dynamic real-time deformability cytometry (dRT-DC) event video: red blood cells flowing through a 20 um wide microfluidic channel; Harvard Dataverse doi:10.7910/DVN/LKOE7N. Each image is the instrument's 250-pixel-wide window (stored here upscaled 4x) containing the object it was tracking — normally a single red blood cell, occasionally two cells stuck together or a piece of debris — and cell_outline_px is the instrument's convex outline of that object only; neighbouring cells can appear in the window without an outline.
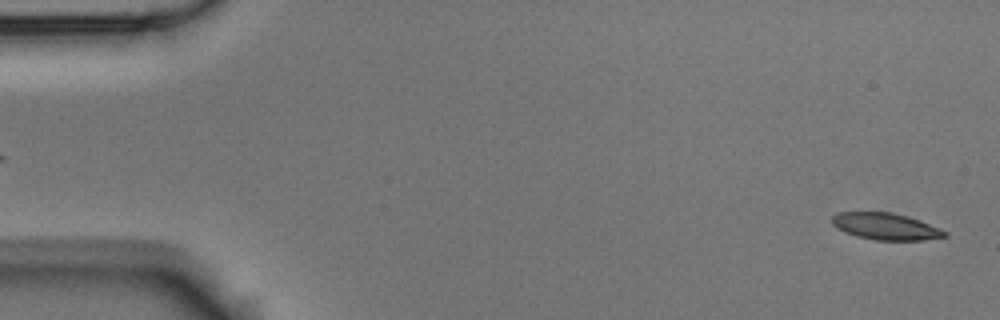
{"species": "Egyptian fruit bat (a non-hibernating species)", "species_latin": "Rousettus aegyptiacus", "temperature_condition": "room temperature", "stored_images_in_passage": 4, "segment_of_instrument_passage": [2, 2], "camera_frame_rate_fps": 3000, "um_per_image_px": 0.085, "animal": {"sex": "male"}, "frame": {"image": 1, "passage_image": 4, "time_ms": 3.333, "image_size_px": [1000, 320], "cell_outline_px": [[948, 236], [924, 240], [876, 240], [856, 236], [844, 232], [836, 228], [832, 224], [832, 216], [836, 212], [892, 212], [908, 216], [940, 228], [948, 232]], "centroid_in_image_um": [75.27, 19.24], "position_along_channel_um": 9.7, "area_um2": 17.69}}